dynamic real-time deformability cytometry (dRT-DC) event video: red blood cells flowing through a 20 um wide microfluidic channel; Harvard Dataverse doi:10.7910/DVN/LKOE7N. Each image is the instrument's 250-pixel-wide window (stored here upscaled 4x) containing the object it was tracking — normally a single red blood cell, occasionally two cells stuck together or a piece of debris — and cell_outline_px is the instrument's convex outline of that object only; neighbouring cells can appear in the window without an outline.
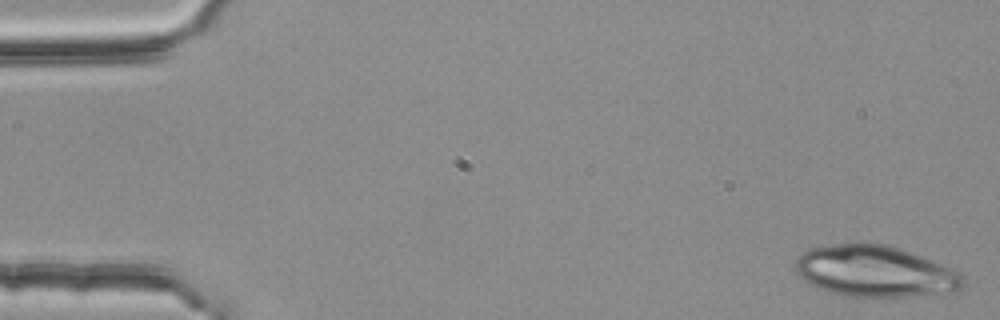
{"species": "common noctule bat (a hibernating species)", "species_latin": "Nyctalus noctula", "temperature_condition": "room temperature", "stored_images_in_passage": 50, "camera_frame_rate_fps": 3000, "um_per_image_px": 0.085, "animal": {"sex": "female", "body_mass_g": 25.1}, "frame": {"image": 1, "passage_image": 1, "time_ms": 0.0, "image_size_px": [1000, 320], "cell_outline_px": [[964, 284], [956, 296], [864, 300], [844, 296], [828, 292], [804, 280], [796, 272], [796, 260], [804, 252], [812, 248], [832, 244], [864, 240], [884, 244], [900, 248], [924, 256], [960, 272], [964, 276]], "centroid_in_image_um": [74.53, 23.13], "position_along_channel_um": 10.5, "area_um2": 53.0}}
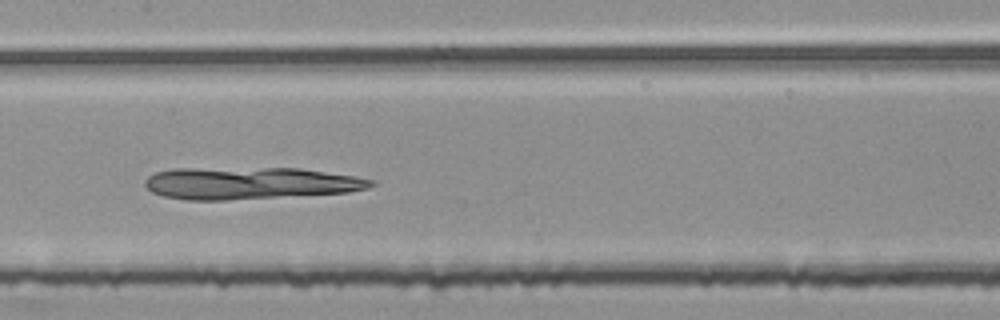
{"frame": {"image": 2, "passage_image": 26, "time_ms": 8.333, "image_size_px": [1000, 320], "cell_outline_px": [[376, 184], [368, 188], [348, 192], [228, 200], [184, 200], [164, 196], [152, 192], [144, 184], [144, 180], [148, 176], [156, 172], [172, 168], [300, 168], [356, 176], [372, 180]], "centroid_in_image_um": [21.21, 15.56], "position_along_channel_um": 186.2, "area_um2": 42.37}}
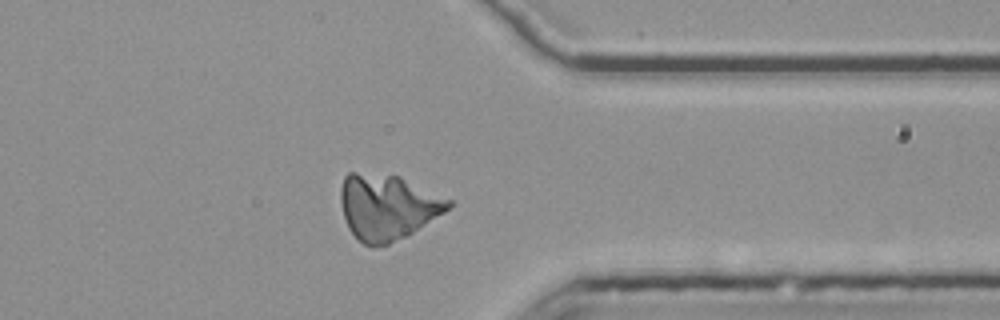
{"frame": {"image": 3, "passage_image": 42, "time_ms": 13.667, "image_size_px": [1000, 320], "cell_outline_px": [[452, 204], [444, 212], [408, 236], [388, 244], [372, 248], [364, 244], [348, 228], [344, 216], [340, 200], [340, 188], [344, 176], [348, 172], [356, 172], [400, 176], [452, 200]], "centroid_in_image_um": [32.92, 17.59], "position_along_channel_um": 378.5, "area_um2": 41.15}}